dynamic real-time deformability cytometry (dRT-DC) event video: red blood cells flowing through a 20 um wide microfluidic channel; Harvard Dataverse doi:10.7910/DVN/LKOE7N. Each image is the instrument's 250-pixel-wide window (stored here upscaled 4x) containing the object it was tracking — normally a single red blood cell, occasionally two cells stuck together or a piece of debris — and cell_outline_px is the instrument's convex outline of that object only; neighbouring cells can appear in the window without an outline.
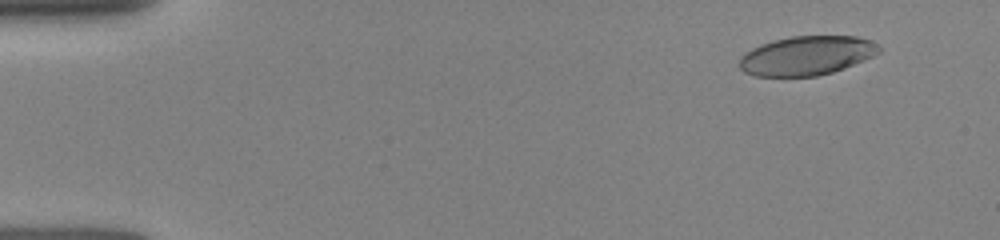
{"species": "human", "species_latin": "Homo sapiens", "temperature_condition": "room temperature", "stored_images_in_passage": 58, "camera_frame_rate_fps": 3000, "um_per_image_px": 0.085, "donor": {"sex": "female"}, "frame": {"image": 1, "passage_image": 3, "time_ms": 0.333, "image_size_px": [1000, 240], "cell_outline_px": [[880, 52], [864, 60], [844, 68], [832, 72], [816, 76], [756, 76], [744, 72], [740, 68], [740, 56], [744, 52], [760, 44], [772, 40], [792, 36], [856, 36], [872, 40], [880, 48]], "centroid_in_image_um": [68.55, 4.72], "position_along_channel_um": 16.5, "area_um2": 31.91}}
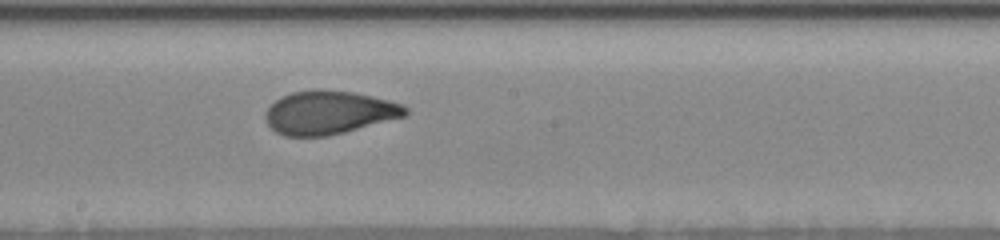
{"frame": {"image": 2, "passage_image": 39, "time_ms": 8.0, "image_size_px": [1000, 240], "cell_outline_px": [[408, 112], [404, 116], [344, 132], [328, 136], [284, 136], [276, 132], [268, 124], [264, 116], [268, 108], [276, 100], [292, 92], [312, 88], [316, 88], [352, 92], [372, 96], [404, 104], [408, 108]], "centroid_in_image_um": [27.95, 9.55], "position_along_channel_um": 220.2, "area_um2": 35.32}}
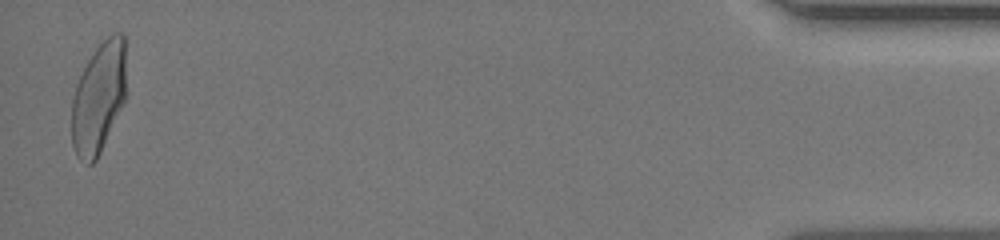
{"frame": {"image": 3, "passage_image": 57, "time_ms": 15.0, "image_size_px": [1000, 240], "cell_outline_px": [[124, 100], [100, 152], [96, 160], [92, 164], [84, 164], [76, 156], [72, 144], [72, 96], [76, 84], [88, 60], [96, 48], [112, 32], [124, 32]], "centroid_in_image_um": [8.35, 8.33], "position_along_channel_um": 426.9, "area_um2": 34.74}}